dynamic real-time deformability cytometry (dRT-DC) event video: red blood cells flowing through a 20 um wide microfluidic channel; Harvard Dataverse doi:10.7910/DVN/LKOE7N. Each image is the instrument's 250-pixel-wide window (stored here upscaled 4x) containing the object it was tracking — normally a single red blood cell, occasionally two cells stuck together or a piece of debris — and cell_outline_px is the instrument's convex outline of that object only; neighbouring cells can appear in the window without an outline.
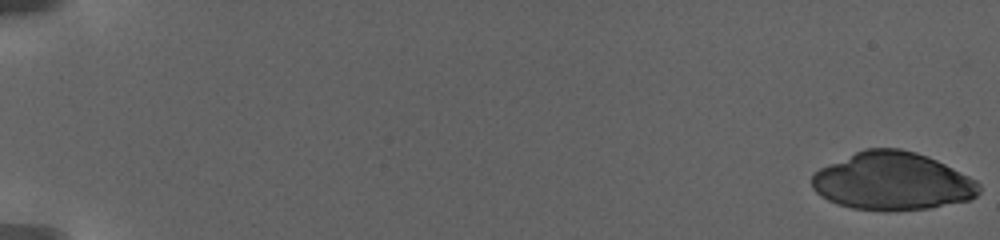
{"species": "human", "species_latin": "Homo sapiens", "temperature_condition": "warm", "stored_images_in_passage": 59, "camera_frame_rate_fps": 3000, "um_per_image_px": 0.085, "donor": {"sex": "female"}, "frame": {"image": 1, "passage_image": 1, "time_ms": 0.0, "image_size_px": [1000, 240], "cell_outline_px": [[980, 192], [976, 196], [968, 200], [928, 208], [888, 212], [884, 212], [852, 208], [836, 204], [820, 196], [812, 188], [812, 176], [820, 168], [864, 148], [900, 148], [916, 152], [928, 156], [976, 180], [980, 184]], "centroid_in_image_um": [75.84, 15.42], "position_along_channel_um": 9.2, "area_um2": 56.53}}